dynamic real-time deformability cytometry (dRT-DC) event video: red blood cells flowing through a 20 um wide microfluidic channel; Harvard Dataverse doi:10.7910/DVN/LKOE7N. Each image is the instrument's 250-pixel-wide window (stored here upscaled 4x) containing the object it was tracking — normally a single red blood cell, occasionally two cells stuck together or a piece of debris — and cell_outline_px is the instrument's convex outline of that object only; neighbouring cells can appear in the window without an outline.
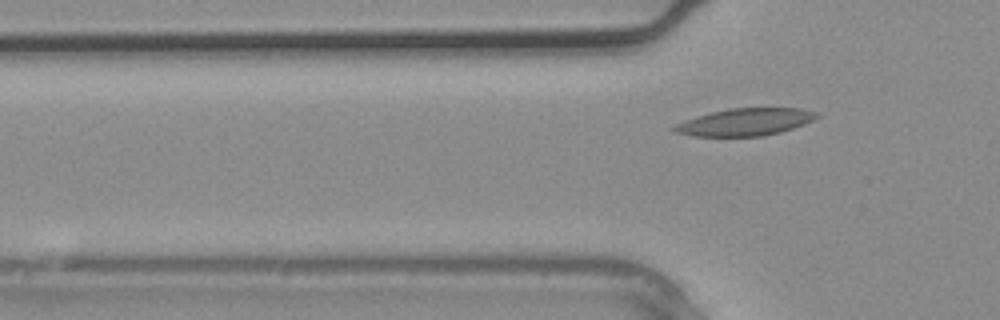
{"species": "common noctule bat (a hibernating species)", "species_latin": "Nyctalus noctula", "temperature_condition": "warm", "stored_images_in_passage": 2, "camera_frame_rate_fps": 3000, "um_per_image_px": 0.085, "animal": {"sex": "male", "body_mass_g": 20.4}, "frame": {"image": 1, "passage_image": 2, "time_ms": 0.333, "image_size_px": [1000, 320], "cell_outline_px": [[820, 116], [804, 124], [780, 132], [764, 136], [692, 136], [676, 132], [672, 128], [676, 124], [684, 120], [712, 112], [728, 108], [800, 108], [816, 112]], "centroid_in_image_um": [63.34, 10.37], "position_along_channel_um": 62.5, "area_um2": 22.48}}